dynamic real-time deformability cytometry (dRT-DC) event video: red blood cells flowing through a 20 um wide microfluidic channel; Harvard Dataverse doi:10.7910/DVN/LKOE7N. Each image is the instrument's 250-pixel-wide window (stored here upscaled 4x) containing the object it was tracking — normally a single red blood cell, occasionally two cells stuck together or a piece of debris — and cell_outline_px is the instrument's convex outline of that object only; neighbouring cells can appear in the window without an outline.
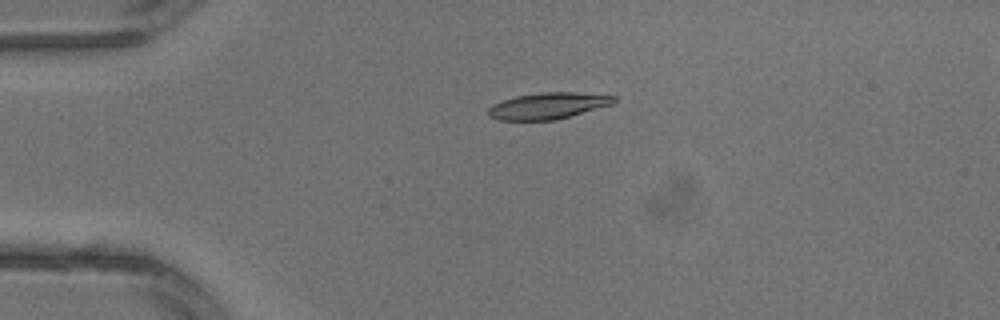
{"species": "common noctule bat (a hibernating species)", "species_latin": "Nyctalus noctula", "temperature_condition": "warm", "stored_images_in_passage": 4, "camera_frame_rate_fps": 3000, "um_per_image_px": 0.085, "animal": {"sex": "male", "body_mass_g": 13.3}, "frame": {"image": 1, "passage_image": 3, "time_ms": 0.667, "image_size_px": [1000, 320], "cell_outline_px": [[616, 100], [612, 104], [556, 120], [500, 120], [488, 116], [488, 108], [492, 104], [516, 96], [540, 92], [576, 92], [616, 96]], "centroid_in_image_um": [46.56, 8.99], "position_along_channel_um": 38.4, "area_um2": 19.25}}